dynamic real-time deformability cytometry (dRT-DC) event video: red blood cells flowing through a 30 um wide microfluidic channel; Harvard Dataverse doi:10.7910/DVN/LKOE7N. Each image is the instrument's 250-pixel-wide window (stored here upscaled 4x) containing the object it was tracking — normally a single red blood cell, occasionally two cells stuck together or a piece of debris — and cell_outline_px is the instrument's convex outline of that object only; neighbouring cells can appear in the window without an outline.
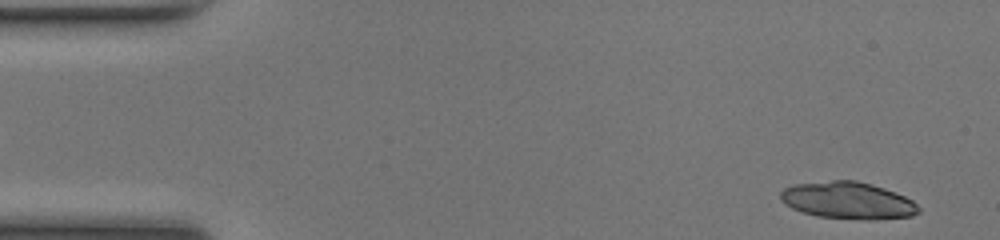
{"species": "common noctule bat (a hibernating species)", "species_latin": "Nyctalus noctula", "temperature_condition": "room temperature", "stored_images_in_passage": 17, "camera_frame_rate_fps": 3000, "um_per_image_px": 0.085, "animal": {"sex": "female", "body_mass_g": 17.0, "forearm_length_mm": 48.0}, "frame": {"image": 1, "passage_image": 2, "time_ms": 0.333, "image_size_px": [1000, 240], "cell_outline_px": [[920, 212], [912, 216], [872, 220], [864, 220], [816, 216], [792, 208], [780, 200], [780, 192], [784, 188], [792, 184], [832, 180], [856, 180], [872, 184], [896, 192], [912, 200], [920, 208]], "centroid_in_image_um": [72.07, 17.03], "position_along_channel_um": 12.9, "area_um2": 30.0}}